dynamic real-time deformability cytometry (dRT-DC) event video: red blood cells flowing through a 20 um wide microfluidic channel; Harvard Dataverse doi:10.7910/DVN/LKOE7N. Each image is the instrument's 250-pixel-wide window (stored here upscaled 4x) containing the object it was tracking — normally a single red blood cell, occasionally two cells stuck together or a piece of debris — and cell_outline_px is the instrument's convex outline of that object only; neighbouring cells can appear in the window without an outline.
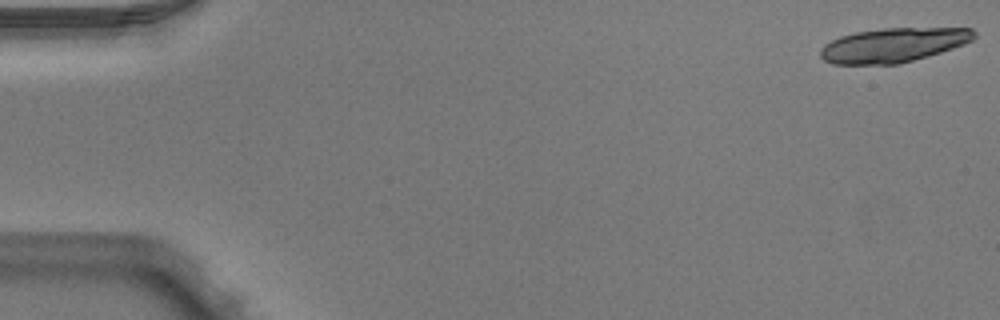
{"species": "Egyptian fruit bat (a non-hibernating species)", "species_latin": "Rousettus aegyptiacus", "temperature_condition": "warm", "stored_images_in_passage": 17, "camera_frame_rate_fps": 3000, "um_per_image_px": 0.085, "animal": {"sex": "male"}, "frame": {"image": 1, "passage_image": 1, "time_ms": 0.0, "image_size_px": [1000, 320], "cell_outline_px": [[976, 36], [972, 40], [964, 44], [940, 52], [900, 64], [832, 64], [824, 60], [820, 56], [820, 48], [824, 44], [840, 36], [856, 32], [884, 28], [972, 28], [976, 32]], "centroid_in_image_um": [75.91, 3.83], "position_along_channel_um": 9.1, "area_um2": 30.69}}